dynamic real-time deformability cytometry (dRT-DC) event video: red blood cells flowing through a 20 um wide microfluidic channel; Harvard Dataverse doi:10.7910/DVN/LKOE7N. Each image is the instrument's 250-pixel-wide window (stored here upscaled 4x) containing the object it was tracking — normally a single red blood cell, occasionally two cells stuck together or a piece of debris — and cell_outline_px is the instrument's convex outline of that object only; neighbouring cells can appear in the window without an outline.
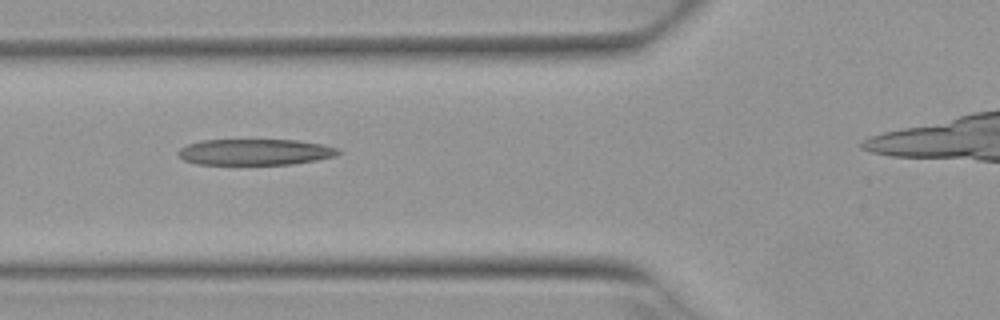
{"species": "Egyptian fruit bat (a non-hibernating species)", "species_latin": "Rousettus aegyptiacus", "temperature_condition": "warm", "stored_images_in_passage": 4, "segment_of_instrument_passage": [1, 2], "camera_frame_rate_fps": 3000, "um_per_image_px": 0.085, "animal": {"sex": "female"}, "frame": {"image": 1, "passage_image": 2, "time_ms": 0.333, "image_size_px": [1000, 320], "cell_outline_px": [[340, 152], [336, 156], [316, 160], [292, 164], [196, 164], [184, 160], [176, 152], [180, 148], [188, 144], [200, 140], [296, 140], [320, 144], [340, 148]], "centroid_in_image_um": [21.67, 12.92], "position_along_channel_um": 104.1, "area_um2": 24.28}}
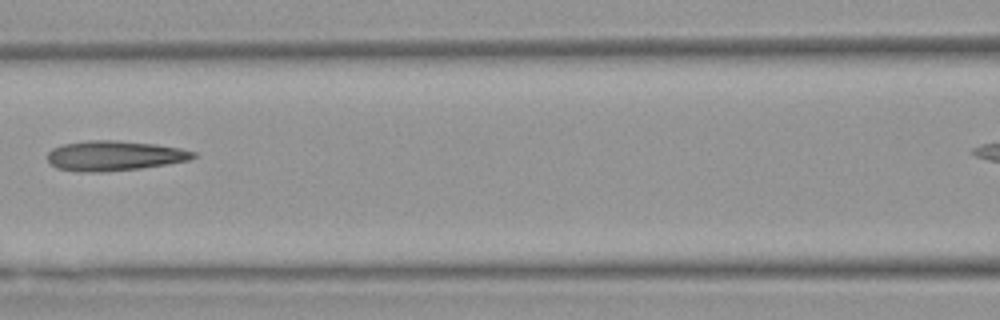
{"frame": {"image": 2, "passage_image": 3, "time_ms": 0.667, "image_size_px": [1000, 320], "cell_outline_px": [[196, 156], [188, 160], [168, 164], [140, 168], [104, 172], [84, 172], [56, 168], [48, 160], [48, 152], [52, 148], [64, 144], [88, 140], [116, 140], [156, 144], [180, 148], [196, 152]], "centroid_in_image_um": [9.72, 13.23], "position_along_channel_um": 156.9, "area_um2": 25.43}}